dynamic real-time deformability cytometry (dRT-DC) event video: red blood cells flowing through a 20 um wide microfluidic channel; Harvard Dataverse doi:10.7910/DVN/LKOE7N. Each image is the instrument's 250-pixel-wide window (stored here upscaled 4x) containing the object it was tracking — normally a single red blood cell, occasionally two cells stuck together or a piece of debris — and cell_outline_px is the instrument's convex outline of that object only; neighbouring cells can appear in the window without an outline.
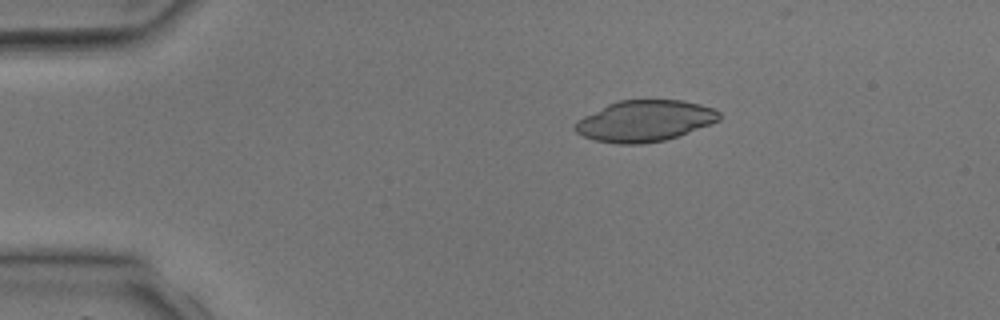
{"species": "common noctule bat (a hibernating species)", "species_latin": "Nyctalus noctula", "temperature_condition": "room temperature", "stored_images_in_passage": 5, "camera_frame_rate_fps": 3000, "um_per_image_px": 0.085, "animal": {"sex": "male", "body_mass_g": 17.9, "forearm_length_mm": 54.2}, "frame": {"image": 1, "passage_image": 3, "time_ms": 2.333, "image_size_px": [1000, 320], "cell_outline_px": [[720, 120], [676, 136], [664, 140], [644, 144], [616, 144], [592, 140], [576, 132], [572, 128], [572, 124], [576, 120], [616, 100], [680, 100], [700, 104], [712, 108], [720, 112]], "centroid_in_image_um": [54.73, 10.28], "position_along_channel_um": 30.3, "area_um2": 34.56}}